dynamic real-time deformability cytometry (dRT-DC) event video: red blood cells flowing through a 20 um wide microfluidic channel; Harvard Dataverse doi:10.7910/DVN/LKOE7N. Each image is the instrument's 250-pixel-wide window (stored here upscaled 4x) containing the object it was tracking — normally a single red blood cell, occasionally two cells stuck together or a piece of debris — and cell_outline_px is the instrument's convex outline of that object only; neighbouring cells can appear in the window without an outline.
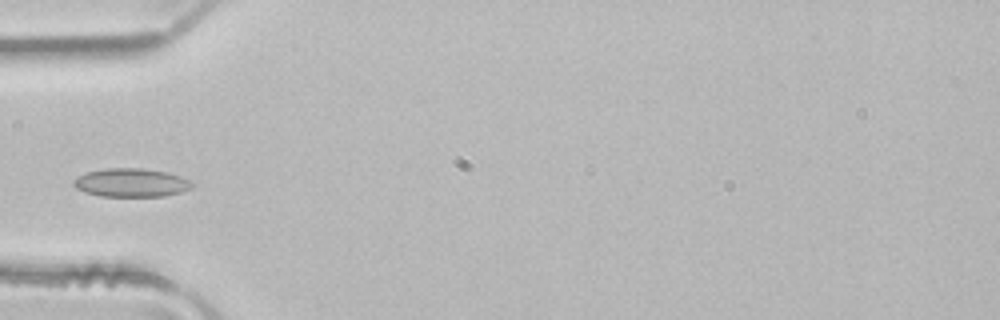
{"species": "common noctule bat (a hibernating species)", "species_latin": "Nyctalus noctula", "temperature_condition": "room temperature", "stored_images_in_passage": 4, "camera_frame_rate_fps": 3000, "um_per_image_px": 0.085, "animal": {"sex": "male", "body_mass_g": 21.5, "forearm_length_mm": 52.0}, "frame": {"image": 1, "passage_image": 3, "time_ms": 0.667, "image_size_px": [1000, 320], "cell_outline_px": [[192, 188], [180, 192], [164, 196], [100, 196], [84, 192], [76, 188], [72, 184], [72, 180], [76, 176], [88, 172], [104, 168], [140, 168], [168, 172], [180, 176], [188, 180], [192, 184]], "centroid_in_image_um": [11.1, 15.52], "position_along_channel_um": 73.9, "area_um2": 19.71}}
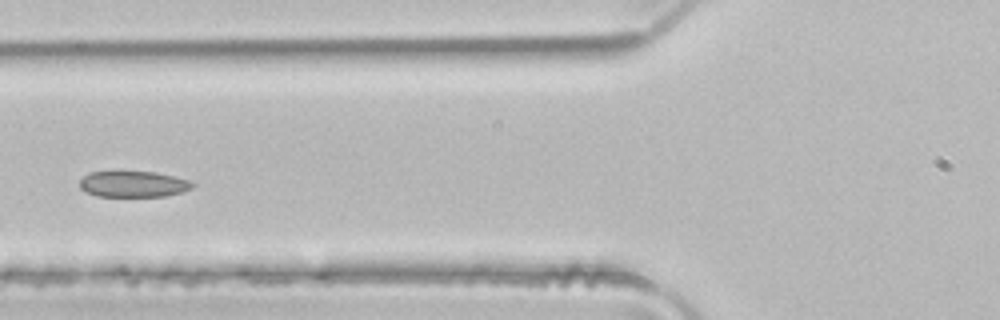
{"frame": {"image": 2, "passage_image": 4, "time_ms": 1.0, "image_size_px": [1000, 320], "cell_outline_px": [[196, 184], [192, 188], [180, 192], [164, 196], [96, 196], [84, 192], [80, 188], [80, 180], [88, 172], [116, 168], [156, 172], [188, 180]], "centroid_in_image_um": [11.24, 15.59], "position_along_channel_um": 114.6, "area_um2": 17.98}}